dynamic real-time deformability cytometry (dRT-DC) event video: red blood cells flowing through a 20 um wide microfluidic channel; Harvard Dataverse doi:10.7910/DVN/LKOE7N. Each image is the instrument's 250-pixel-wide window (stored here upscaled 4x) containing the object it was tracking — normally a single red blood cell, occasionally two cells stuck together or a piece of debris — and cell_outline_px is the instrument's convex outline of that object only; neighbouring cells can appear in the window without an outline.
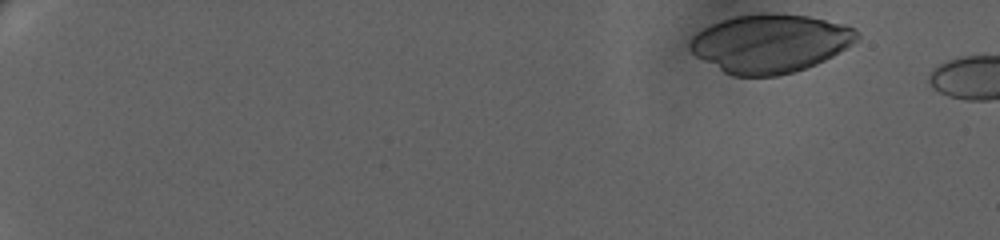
{"species": "human", "species_latin": "Homo sapiens", "temperature_condition": "warm", "stored_images_in_passage": 4, "camera_frame_rate_fps": 3000, "um_per_image_px": 0.085, "donor": {"sex": "female"}, "frame": {"image": 1, "passage_image": 1, "time_ms": 0.0, "image_size_px": [1000, 240], "cell_outline_px": [[860, 40], [840, 52], [816, 64], [792, 72], [776, 76], [732, 76], [724, 72], [696, 56], [688, 48], [688, 40], [696, 32], [712, 24], [736, 16], [760, 12], [768, 12], [808, 16], [844, 24], [856, 28], [860, 32]], "centroid_in_image_um": [65.48, 3.68], "position_along_channel_um": 19.5, "area_um2": 57.16}}